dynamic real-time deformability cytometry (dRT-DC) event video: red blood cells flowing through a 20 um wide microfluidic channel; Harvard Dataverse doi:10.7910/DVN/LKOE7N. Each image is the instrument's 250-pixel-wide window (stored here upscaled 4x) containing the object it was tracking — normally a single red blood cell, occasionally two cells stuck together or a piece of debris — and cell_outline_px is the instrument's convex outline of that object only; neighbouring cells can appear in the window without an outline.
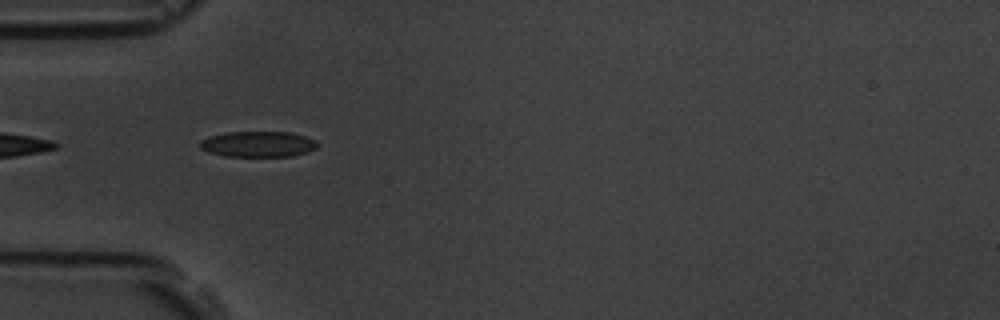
{"species": "common noctule bat (a hibernating species)", "species_latin": "Nyctalus noctula", "temperature_condition": "room temperature", "stored_images_in_passage": 4, "camera_frame_rate_fps": 3000, "um_per_image_px": 0.085, "animal": {"sex": "male", "body_mass_g": 19.5, "forearm_length_mm": 54.6}, "frame": {"image": 1, "passage_image": 3, "time_ms": 3.333, "image_size_px": [1000, 320], "cell_outline_px": [[320, 144], [316, 148], [308, 152], [292, 156], [224, 156], [208, 152], [200, 148], [200, 140], [208, 136], [228, 132], [292, 132], [316, 140]], "centroid_in_image_um": [21.95, 12.25], "position_along_channel_um": 63.1, "area_um2": 17.74}}
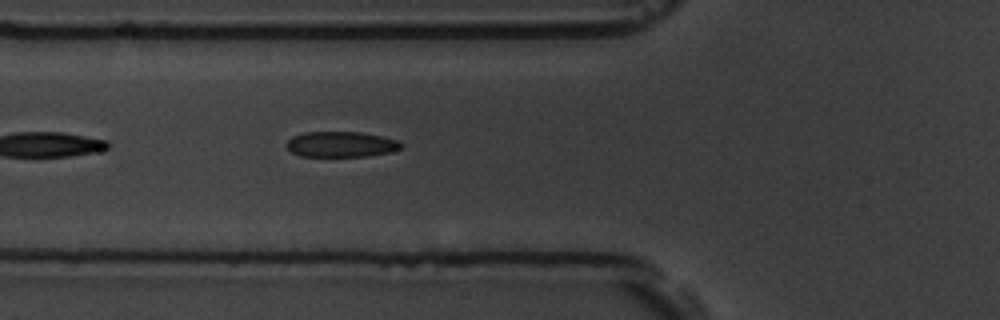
{"frame": {"image": 2, "passage_image": 4, "time_ms": 4.333, "image_size_px": [1000, 320], "cell_outline_px": [[404, 148], [388, 152], [368, 156], [300, 156], [292, 152], [284, 144], [292, 136], [304, 132], [360, 132], [384, 136], [400, 140], [404, 144]], "centroid_in_image_um": [29.03, 12.26], "position_along_channel_um": 96.8, "area_um2": 17.28}}